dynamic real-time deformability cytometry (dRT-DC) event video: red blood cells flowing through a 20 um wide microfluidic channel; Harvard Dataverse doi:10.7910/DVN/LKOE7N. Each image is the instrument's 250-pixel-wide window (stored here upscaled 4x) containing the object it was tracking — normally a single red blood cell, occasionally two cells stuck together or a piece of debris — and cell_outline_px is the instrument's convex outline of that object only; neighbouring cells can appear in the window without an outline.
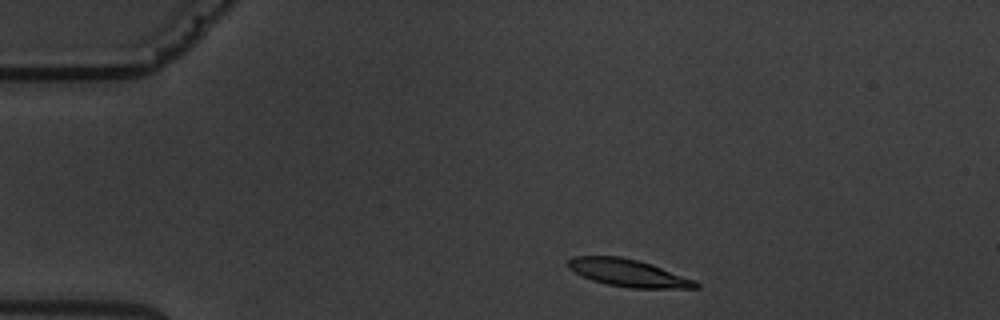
{"species": "common noctule bat (a hibernating species)", "species_latin": "Nyctalus noctula", "temperature_condition": "warm", "stored_images_in_passage": 6, "camera_frame_rate_fps": 3000, "um_per_image_px": 0.085, "animal": {"sex": "male", "body_mass_g": 19.5, "forearm_length_mm": 54.6}, "frame": {"image": 1, "passage_image": 1, "time_ms": 0.0, "image_size_px": [1000, 320], "cell_outline_px": [[700, 288], [632, 288], [604, 284], [592, 280], [568, 268], [564, 264], [572, 256], [620, 256], [652, 264], [696, 280], [700, 284]], "centroid_in_image_um": [53.4, 23.2], "position_along_channel_um": 31.6, "area_um2": 20.46}}
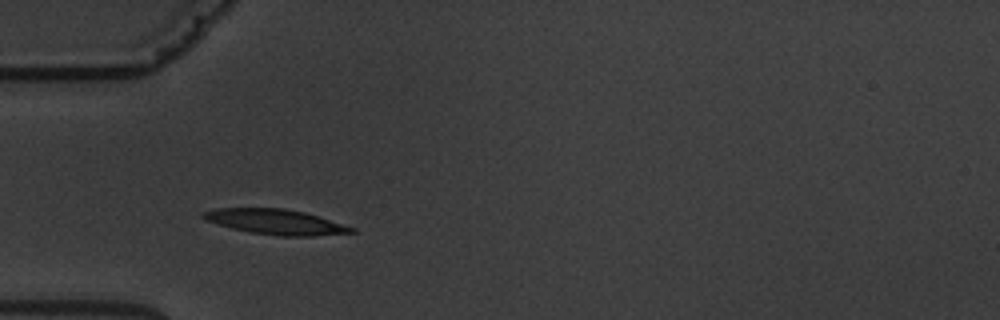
{"frame": {"image": 2, "passage_image": 3, "time_ms": 2.333, "image_size_px": [1000, 320], "cell_outline_px": [[356, 232], [312, 236], [280, 236], [248, 232], [232, 228], [204, 220], [200, 216], [200, 212], [216, 208], [284, 208], [304, 212], [356, 228]], "centroid_in_image_um": [23.38, 18.85], "position_along_channel_um": 61.6, "area_um2": 21.79}}
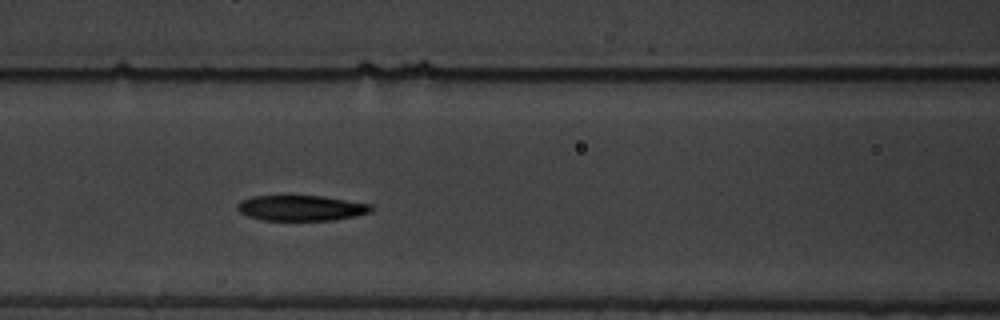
{"frame": {"image": 3, "passage_image": 5, "time_ms": 4.667, "image_size_px": [1000, 320], "cell_outline_px": [[372, 212], [332, 220], [260, 220], [248, 216], [240, 212], [236, 208], [236, 204], [240, 200], [252, 196], [284, 192], [320, 196], [372, 204]], "centroid_in_image_um": [25.48, 17.63], "position_along_channel_um": 141.1, "area_um2": 20.75}}